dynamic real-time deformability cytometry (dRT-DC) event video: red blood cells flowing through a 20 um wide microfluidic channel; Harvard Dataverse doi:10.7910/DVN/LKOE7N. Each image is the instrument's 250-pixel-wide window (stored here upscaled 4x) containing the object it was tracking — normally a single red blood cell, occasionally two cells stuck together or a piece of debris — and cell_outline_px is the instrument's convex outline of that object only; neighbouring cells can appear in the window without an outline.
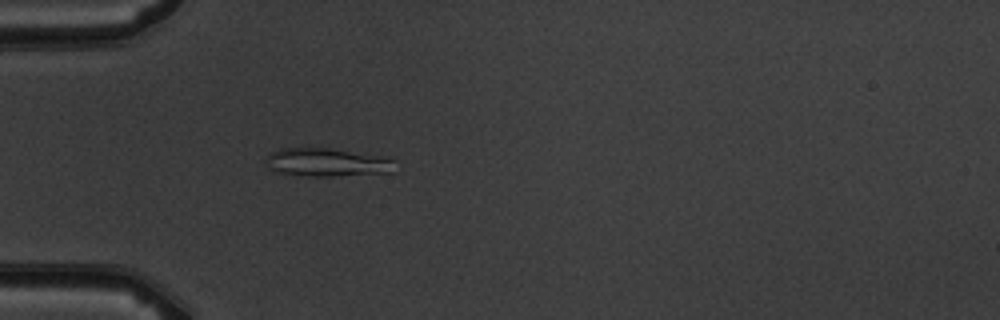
{"species": "common noctule bat (a hibernating species)", "species_latin": "Nyctalus noctula", "temperature_condition": "warm", "stored_images_in_passage": 4, "camera_frame_rate_fps": 3000, "um_per_image_px": 0.085, "animal": {"sex": "male", "body_mass_g": 19.5, "forearm_length_mm": 54.6}, "frame": {"image": 1, "passage_image": 4, "time_ms": 3.667, "image_size_px": [1000, 320], "cell_outline_px": [[396, 172], [336, 176], [312, 176], [280, 172], [272, 168], [264, 160], [272, 152], [280, 148], [332, 148], [392, 156], [396, 160]], "centroid_in_image_um": [27.99, 13.78], "position_along_channel_um": 57.0, "area_um2": 21.73}}